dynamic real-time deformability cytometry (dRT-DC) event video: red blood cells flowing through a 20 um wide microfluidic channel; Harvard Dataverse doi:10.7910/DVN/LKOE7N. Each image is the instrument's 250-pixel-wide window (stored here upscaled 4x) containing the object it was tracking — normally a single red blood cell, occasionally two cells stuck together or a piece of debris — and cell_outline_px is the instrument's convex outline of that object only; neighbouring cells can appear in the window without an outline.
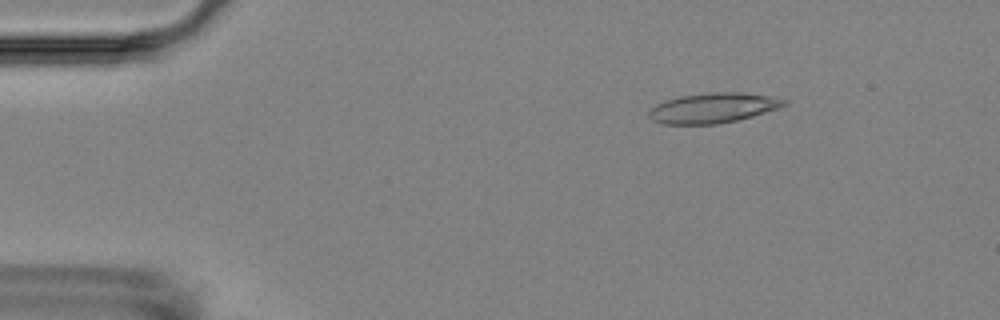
{"species": "Egyptian fruit bat (a non-hibernating species)", "species_latin": "Rousettus aegyptiacus", "temperature_condition": "room temperature", "stored_images_in_passage": 16, "segment_of_instrument_passage": [1, 2], "camera_frame_rate_fps": 3000, "um_per_image_px": 0.085, "animal": {"sex": "female"}, "frame": {"image": 1, "passage_image": 3, "time_ms": 2.0, "image_size_px": [1000, 320], "cell_outline_px": [[788, 104], [780, 108], [752, 116], [736, 120], [716, 124], [664, 124], [652, 120], [648, 116], [648, 112], [656, 104], [680, 96], [708, 92], [740, 92], [768, 96], [788, 100]], "centroid_in_image_um": [60.62, 9.17], "position_along_channel_um": 24.4, "area_um2": 23.58}}
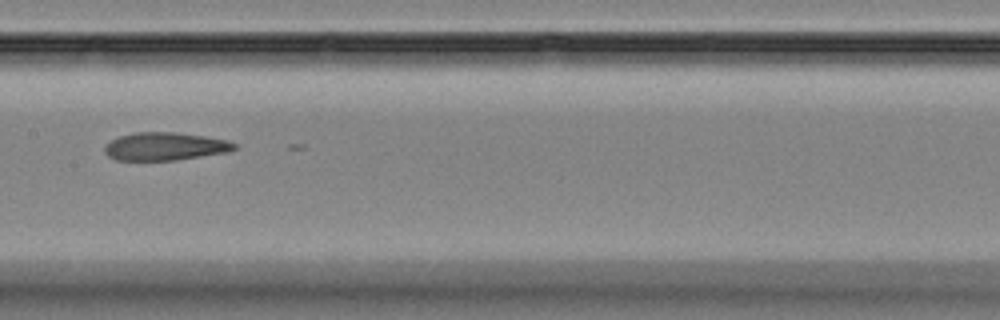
{"frame": {"image": 2, "passage_image": 8, "time_ms": 8.667, "image_size_px": [1000, 320], "cell_outline_px": [[236, 148], [228, 152], [176, 160], [116, 160], [108, 156], [104, 152], [104, 144], [120, 136], [136, 132], [176, 132], [204, 136], [228, 140], [236, 144]], "centroid_in_image_um": [14.01, 12.44], "position_along_channel_um": 193.4, "area_um2": 21.15}}
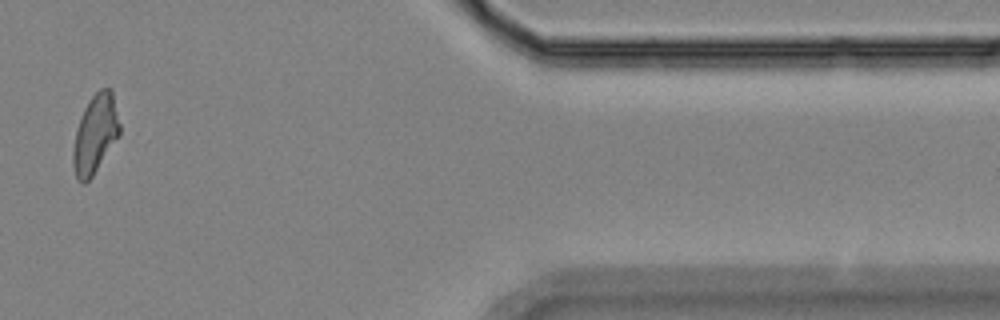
{"frame": {"image": 3, "passage_image": 14, "time_ms": 15.667, "image_size_px": [1000, 320], "cell_outline_px": [[120, 136], [92, 176], [84, 184], [76, 180], [72, 164], [72, 152], [76, 128], [84, 108], [92, 96], [100, 88], [112, 88], [120, 124]], "centroid_in_image_um": [8.09, 11.4], "position_along_channel_um": 403.3, "area_um2": 21.62}}